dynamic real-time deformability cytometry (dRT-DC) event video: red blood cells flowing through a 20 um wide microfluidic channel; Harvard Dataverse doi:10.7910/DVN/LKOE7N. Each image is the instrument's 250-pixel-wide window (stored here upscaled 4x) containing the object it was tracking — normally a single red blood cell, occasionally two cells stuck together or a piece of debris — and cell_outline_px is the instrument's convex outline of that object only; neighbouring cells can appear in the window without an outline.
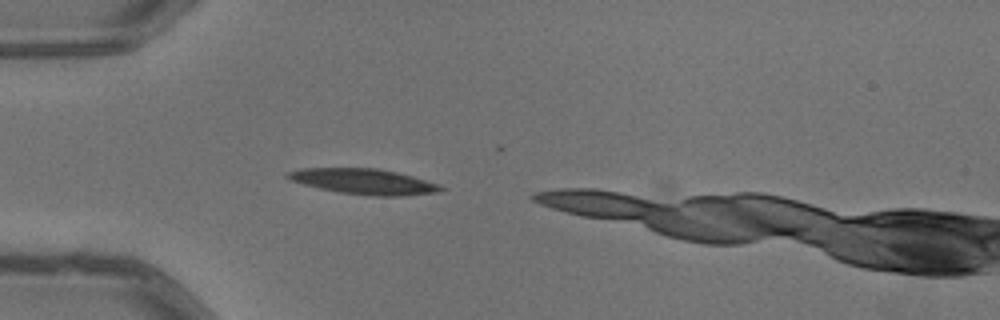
{"species": "common noctule bat (a hibernating species)", "species_latin": "Nyctalus noctula", "temperature_condition": "warm", "stored_images_in_passage": 2, "camera_frame_rate_fps": 3000, "um_per_image_px": 0.085, "animal": {"sex": "male", "body_mass_g": 13.3}, "frame": {"image": 1, "passage_image": 2, "time_ms": 0.333, "image_size_px": [1000, 320], "cell_outline_px": [[444, 188], [440, 192], [404, 196], [376, 196], [340, 192], [320, 188], [288, 180], [284, 176], [284, 172], [300, 168], [376, 168], [396, 172], [412, 176], [440, 184]], "centroid_in_image_um": [30.9, 15.42], "position_along_channel_um": 54.1, "area_um2": 22.83}}